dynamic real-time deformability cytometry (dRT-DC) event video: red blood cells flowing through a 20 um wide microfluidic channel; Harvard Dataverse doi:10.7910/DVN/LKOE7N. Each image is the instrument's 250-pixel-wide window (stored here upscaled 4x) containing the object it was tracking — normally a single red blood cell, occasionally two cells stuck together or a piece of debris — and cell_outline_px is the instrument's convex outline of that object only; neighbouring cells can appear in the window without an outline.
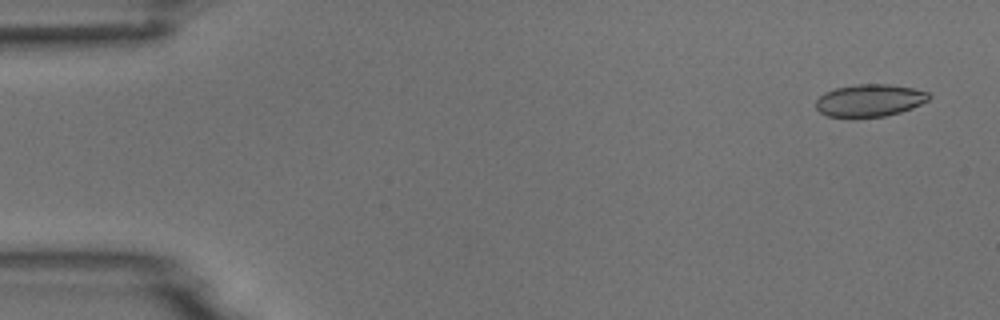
{"species": "common noctule bat (a hibernating species)", "species_latin": "Nyctalus noctula", "temperature_condition": "room temperature", "stored_images_in_passage": 7, "camera_frame_rate_fps": 3000, "um_per_image_px": 0.085, "animal": {"sex": "male", "body_mass_g": 18.8}, "frame": {"image": 1, "passage_image": 1, "time_ms": 0.0, "image_size_px": [1000, 320], "cell_outline_px": [[932, 96], [928, 100], [912, 108], [900, 112], [884, 116], [852, 120], [828, 116], [820, 112], [816, 108], [816, 100], [824, 92], [836, 88], [856, 84], [888, 84], [912, 88], [928, 92]], "centroid_in_image_um": [73.88, 8.57], "position_along_channel_um": 11.1, "area_um2": 21.85}}
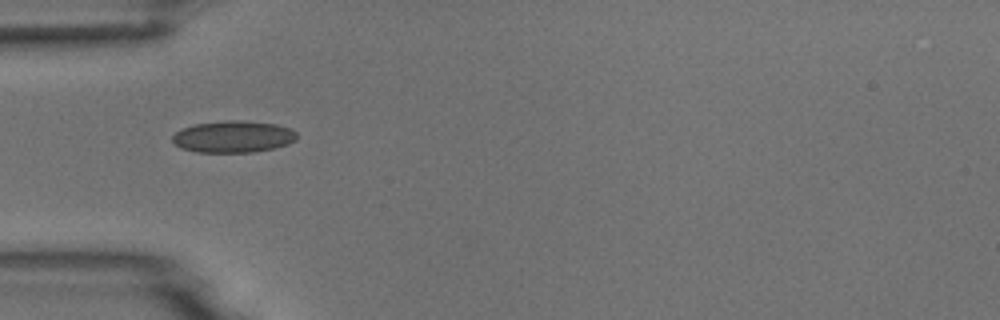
{"frame": {"image": 2, "passage_image": 5, "time_ms": 4.667, "image_size_px": [1000, 320], "cell_outline_px": [[296, 140], [288, 144], [276, 148], [252, 152], [196, 152], [180, 148], [172, 140], [172, 136], [176, 132], [184, 128], [196, 124], [224, 120], [240, 120], [276, 124], [288, 128], [296, 132]], "centroid_in_image_um": [19.83, 11.62], "position_along_channel_um": 65.2, "area_um2": 23.0}}